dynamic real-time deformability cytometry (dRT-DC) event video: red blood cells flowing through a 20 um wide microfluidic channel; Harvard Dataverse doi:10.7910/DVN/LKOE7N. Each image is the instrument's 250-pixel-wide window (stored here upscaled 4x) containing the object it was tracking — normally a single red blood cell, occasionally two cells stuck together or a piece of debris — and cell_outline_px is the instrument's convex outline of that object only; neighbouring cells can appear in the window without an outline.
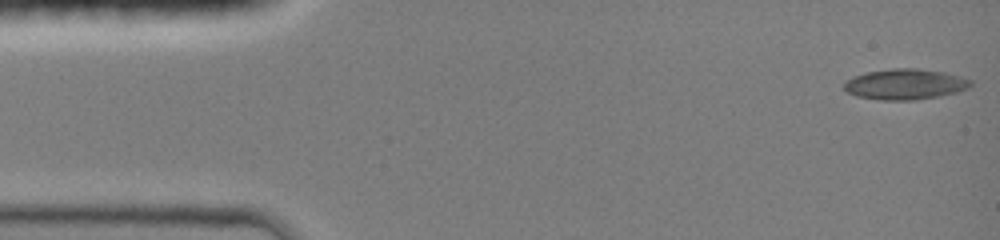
{"species": "common noctule bat (a hibernating species)", "species_latin": "Nyctalus noctula", "temperature_condition": "room temperature", "stored_images_in_passage": 45, "camera_frame_rate_fps": 3000, "um_per_image_px": 0.085, "animal": {"sex": "female", "body_mass_g": 19.0, "forearm_length_mm": 51.5}, "frame": {"image": 1, "passage_image": 1, "time_ms": 0.0, "image_size_px": [1000, 240], "cell_outline_px": [[972, 84], [968, 88], [956, 92], [916, 100], [880, 100], [856, 96], [848, 92], [844, 88], [844, 84], [852, 76], [868, 72], [892, 68], [916, 68], [944, 72], [960, 76], [972, 80]], "centroid_in_image_um": [76.93, 7.15], "position_along_channel_um": 8.1, "area_um2": 22.48}}
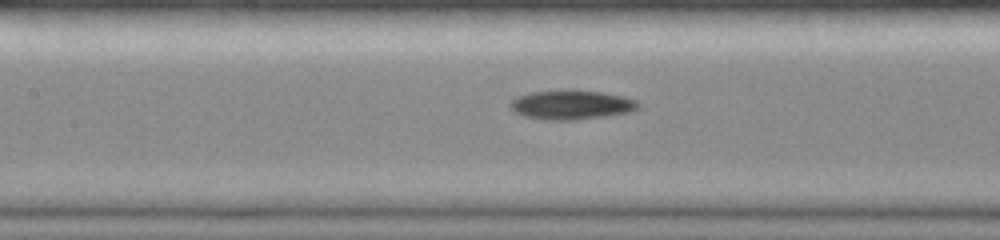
{"frame": {"image": 2, "passage_image": 20, "time_ms": 6.333, "image_size_px": [1000, 240], "cell_outline_px": [[640, 104], [636, 108], [628, 112], [608, 116], [576, 120], [544, 120], [524, 116], [516, 112], [512, 108], [512, 100], [520, 96], [532, 92], [568, 88], [572, 88], [600, 92], [624, 96], [636, 100]], "centroid_in_image_um": [48.6, 8.89], "position_along_channel_um": 158.8, "area_um2": 22.02}}
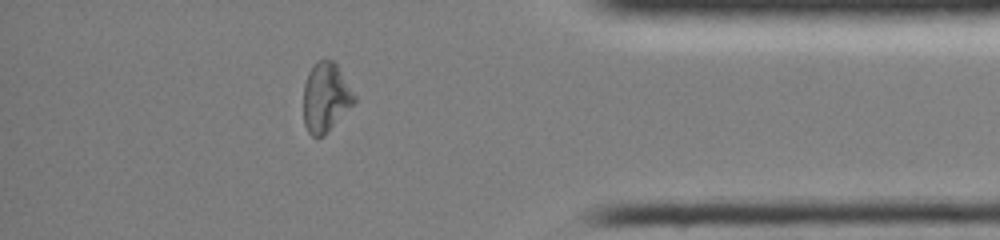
{"frame": {"image": 3, "passage_image": 39, "time_ms": 12.667, "image_size_px": [1000, 240], "cell_outline_px": [[356, 100], [324, 136], [316, 140], [308, 132], [304, 124], [304, 84], [308, 72], [316, 60], [332, 60], [336, 64], [356, 96]], "centroid_in_image_um": [27.66, 8.3], "position_along_channel_um": 407.5, "area_um2": 20.46}, "authors_computed_cell_mechanics": {"area_um2": 21.0392, "velocity_mm_per_s": 4.1941, "shape_relaxation_time_tau1_ms": 5.2932, "shape_relaxation_time_tau2_ms": 8.6678, "deformation_change_tau1": 0.1845, "deformation_change_tau2": 0.1941}}